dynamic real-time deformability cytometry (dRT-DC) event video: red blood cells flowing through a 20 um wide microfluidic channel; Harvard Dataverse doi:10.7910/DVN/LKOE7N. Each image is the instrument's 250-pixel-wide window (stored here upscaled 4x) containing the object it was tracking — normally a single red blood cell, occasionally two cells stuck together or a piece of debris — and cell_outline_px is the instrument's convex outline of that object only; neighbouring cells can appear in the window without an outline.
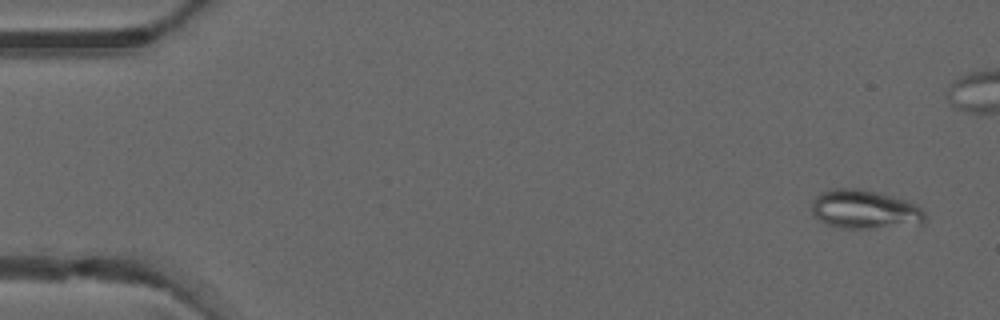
{"species": "common noctule bat (a hibernating species)", "species_latin": "Nyctalus noctula", "temperature_condition": "warm", "stored_images_in_passage": 6, "camera_frame_rate_fps": 3000, "um_per_image_px": 0.085, "animal": {"sex": "male", "forearm_length_mm": 52.5}, "frame": {"image": 1, "passage_image": 1, "time_ms": 0.0, "image_size_px": [1000, 320], "cell_outline_px": [[924, 220], [920, 224], [868, 228], [844, 228], [828, 224], [812, 216], [812, 200], [820, 192], [828, 188], [860, 188], [880, 192], [908, 200], [916, 204], [924, 212]], "centroid_in_image_um": [73.46, 17.77], "position_along_channel_um": 11.5, "area_um2": 25.84}}
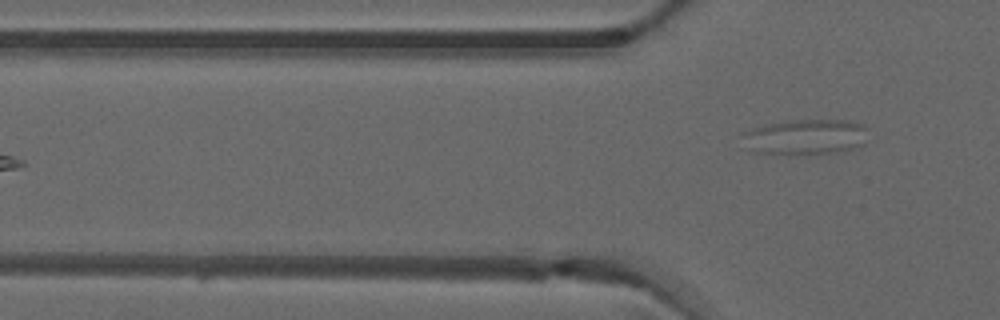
{"frame": {"image": 2, "passage_image": 6, "time_ms": 1.667, "image_size_px": [1000, 320], "cell_outline_px": [[868, 128], [864, 144], [856, 148], [836, 152], [788, 156], [752, 152], [748, 148], [740, 132], [768, 124], [792, 120], [844, 120], [864, 124]], "centroid_in_image_um": [68.46, 11.66], "position_along_channel_um": 57.3, "area_um2": 26.53}}